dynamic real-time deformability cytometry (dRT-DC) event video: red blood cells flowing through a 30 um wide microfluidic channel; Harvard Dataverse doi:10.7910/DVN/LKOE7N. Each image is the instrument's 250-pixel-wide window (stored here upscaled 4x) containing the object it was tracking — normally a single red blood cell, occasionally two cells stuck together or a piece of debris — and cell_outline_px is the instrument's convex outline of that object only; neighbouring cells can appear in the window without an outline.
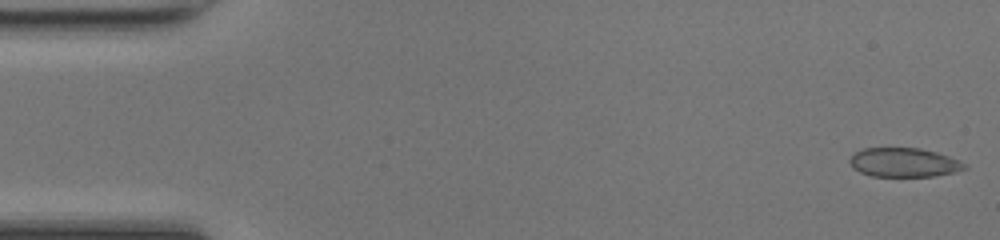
{"species": "common noctule bat (a hibernating species)", "species_latin": "Nyctalus noctula", "temperature_condition": "room temperature", "stored_images_in_passage": 48, "camera_frame_rate_fps": 3000, "um_per_image_px": 0.085, "animal": {"sex": "female", "body_mass_g": 17.0, "forearm_length_mm": 48.0}, "frame": {"image": 1, "passage_image": 1, "time_ms": 0.0, "image_size_px": [1000, 240], "cell_outline_px": [[968, 168], [956, 172], [932, 176], [872, 176], [860, 172], [852, 168], [848, 160], [856, 152], [864, 148], [920, 148], [936, 152], [960, 160], [968, 164]], "centroid_in_image_um": [76.86, 13.81], "position_along_channel_um": 8.1, "area_um2": 19.54}}
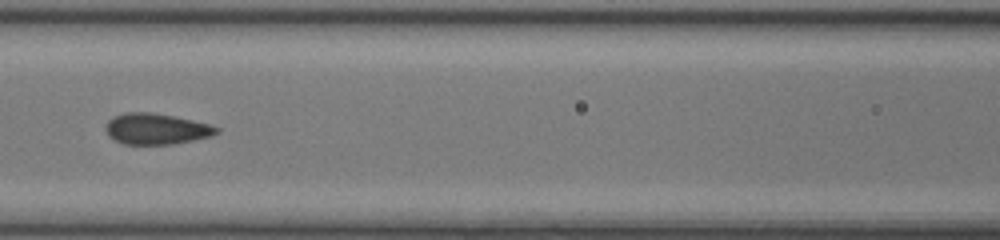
{"frame": {"image": 2, "passage_image": 21, "time_ms": 6.667, "image_size_px": [1000, 240], "cell_outline_px": [[220, 132], [212, 136], [172, 144], [124, 144], [108, 136], [104, 128], [108, 120], [112, 116], [124, 112], [152, 112], [192, 120], [208, 124], [220, 128]], "centroid_in_image_um": [13.25, 10.95], "position_along_channel_um": 153.3, "area_um2": 20.06}}
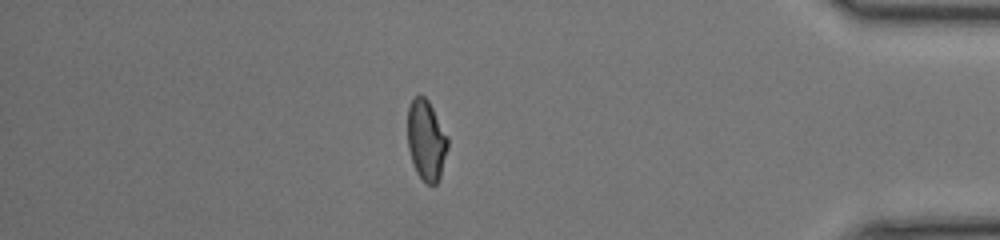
{"frame": {"image": 3, "passage_image": 41, "time_ms": 13.333, "image_size_px": [1000, 240], "cell_outline_px": [[448, 148], [440, 176], [436, 184], [428, 184], [416, 172], [408, 148], [408, 108], [412, 100], [416, 96], [424, 96], [428, 100], [448, 136]], "centroid_in_image_um": [36.24, 11.91], "position_along_channel_um": 399.0, "area_um2": 18.61}, "authors_computed_cell_mechanics": {"area_um2": 19.6809, "velocity_mm_per_s": 4.3056, "shape_relaxation_time_tau1_ms": 7.3503, "shape_relaxation_time_tau2_ms": null, "deformation_change_tau1": 0.1922, "deformation_change_tau2": null}}